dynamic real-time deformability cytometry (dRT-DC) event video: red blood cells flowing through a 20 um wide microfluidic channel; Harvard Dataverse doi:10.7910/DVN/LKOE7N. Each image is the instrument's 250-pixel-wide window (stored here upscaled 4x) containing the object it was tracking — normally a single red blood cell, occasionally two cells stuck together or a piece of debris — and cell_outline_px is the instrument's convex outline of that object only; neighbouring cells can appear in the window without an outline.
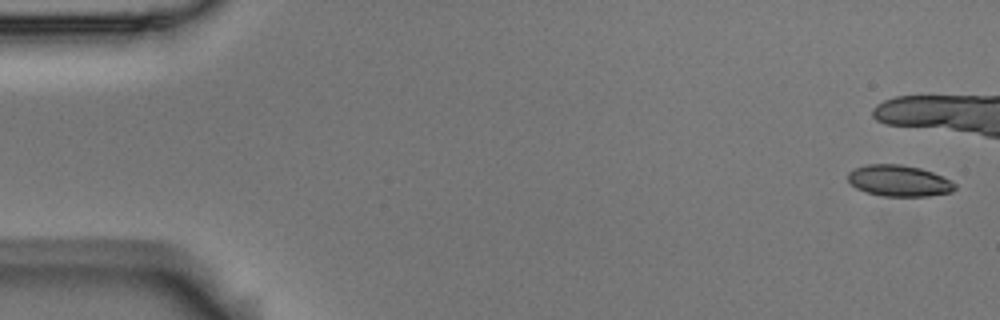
{"species": "Egyptian fruit bat (a non-hibernating species)", "species_latin": "Rousettus aegyptiacus", "temperature_condition": "room temperature", "stored_images_in_passage": 10, "camera_frame_rate_fps": 3000, "um_per_image_px": 0.085, "animal": {"sex": "male"}, "frame": {"image": 1, "passage_image": 1, "time_ms": 0.0, "image_size_px": [1000, 320], "cell_outline_px": [[956, 188], [952, 192], [928, 196], [884, 196], [864, 192], [856, 188], [848, 180], [848, 172], [856, 168], [868, 164], [900, 164], [920, 168], [932, 172], [956, 184]], "centroid_in_image_um": [76.4, 15.37], "position_along_channel_um": 8.6, "area_um2": 19.36}}
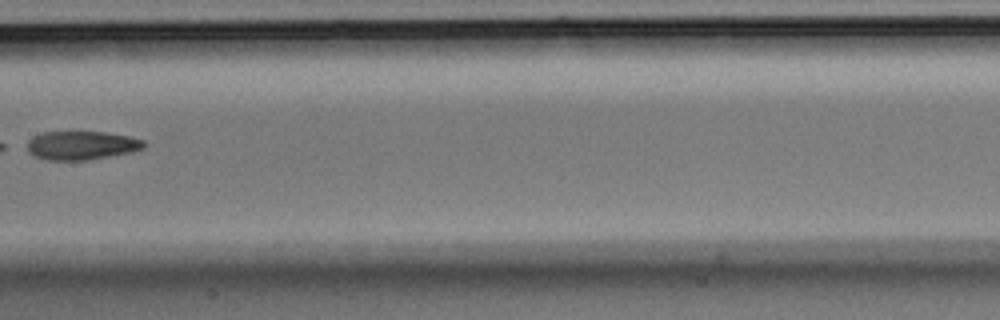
{"frame": {"image": 2, "passage_image": 9, "time_ms": 2.667, "image_size_px": [1000, 320], "cell_outline_px": [[144, 148], [132, 152], [88, 160], [48, 160], [36, 156], [28, 152], [28, 140], [32, 136], [44, 132], [104, 132], [128, 136], [144, 140]], "centroid_in_image_um": [6.93, 12.36], "position_along_channel_um": 200.5, "area_um2": 19.42}}
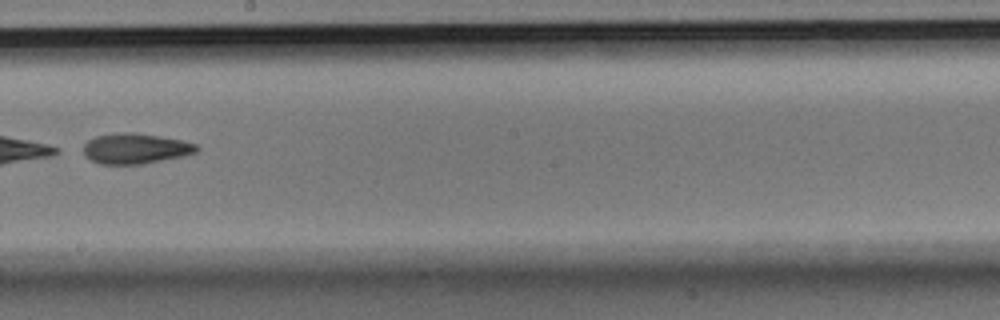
{"frame": {"image": 3, "passage_image": 10, "time_ms": 3.0, "image_size_px": [1000, 320], "cell_outline_px": [[200, 148], [196, 152], [184, 156], [144, 164], [100, 164], [84, 156], [84, 144], [88, 140], [96, 136], [116, 132], [136, 132], [184, 140], [196, 144]], "centroid_in_image_um": [11.53, 12.62], "position_along_channel_um": 236.7, "area_um2": 20.35}}